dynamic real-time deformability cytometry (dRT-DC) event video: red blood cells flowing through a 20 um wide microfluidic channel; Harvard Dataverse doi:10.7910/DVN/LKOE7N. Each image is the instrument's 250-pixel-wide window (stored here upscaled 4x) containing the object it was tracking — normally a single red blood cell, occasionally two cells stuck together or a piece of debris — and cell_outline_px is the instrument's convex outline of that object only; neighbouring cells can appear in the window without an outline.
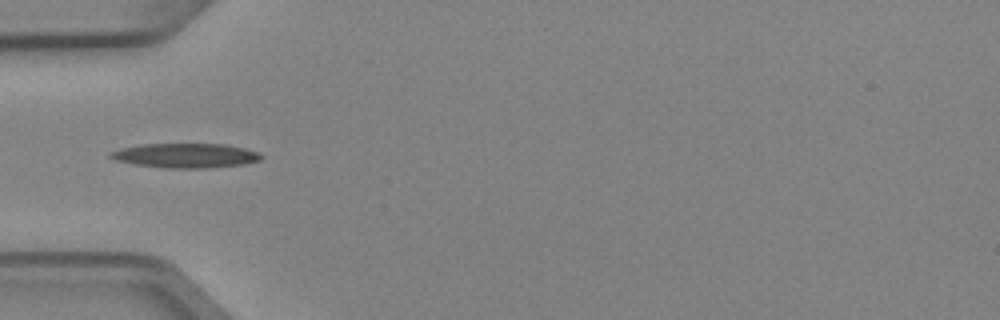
{"species": "Egyptian fruit bat (a non-hibernating species)", "species_latin": "Rousettus aegyptiacus", "temperature_condition": "cold", "stored_images_in_passage": 2, "camera_frame_rate_fps": 3000, "um_per_image_px": 0.085, "animal": {"sex": "female"}, "frame": {"image": 1, "passage_image": 2, "time_ms": 0.333, "image_size_px": [1000, 320], "cell_outline_px": [[264, 156], [260, 160], [244, 164], [208, 168], [164, 168], [136, 164], [116, 160], [108, 156], [108, 152], [120, 148], [144, 144], [224, 144], [244, 148], [256, 152]], "centroid_in_image_um": [15.76, 13.22], "position_along_channel_um": 69.2, "area_um2": 21.44}}